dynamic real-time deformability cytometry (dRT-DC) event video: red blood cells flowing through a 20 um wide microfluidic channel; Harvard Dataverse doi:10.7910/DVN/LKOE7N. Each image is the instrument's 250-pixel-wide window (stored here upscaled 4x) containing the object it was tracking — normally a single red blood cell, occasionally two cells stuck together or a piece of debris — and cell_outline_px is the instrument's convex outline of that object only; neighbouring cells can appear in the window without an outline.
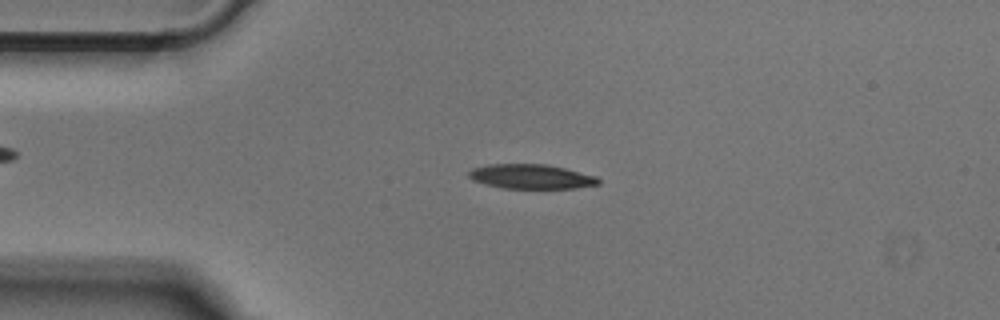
{"species": "Egyptian fruit bat (a non-hibernating species)", "species_latin": "Rousettus aegyptiacus", "temperature_condition": "cold", "stored_images_in_passage": 50, "camera_frame_rate_fps": 3000, "um_per_image_px": 0.085, "animal": {"sex": "male"}, "frame": {"image": 1, "passage_image": 11, "time_ms": 3.333, "image_size_px": [1000, 320], "cell_outline_px": [[600, 184], [576, 188], [500, 188], [484, 184], [472, 180], [468, 176], [468, 172], [472, 168], [488, 164], [548, 164], [596, 176], [600, 180]], "centroid_in_image_um": [45.12, 15.01], "position_along_channel_um": 39.9, "area_um2": 18.61}}
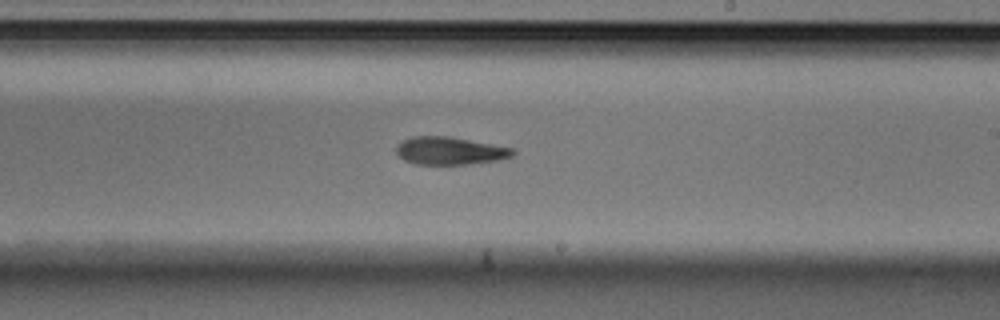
{"frame": {"image": 2, "passage_image": 29, "time_ms": 9.333, "image_size_px": [1000, 320], "cell_outline_px": [[516, 152], [512, 156], [500, 160], [468, 164], [416, 164], [404, 160], [396, 152], [396, 144], [412, 136], [448, 136], [516, 148]], "centroid_in_image_um": [38.27, 12.81], "position_along_channel_um": 250.7, "area_um2": 18.96}}
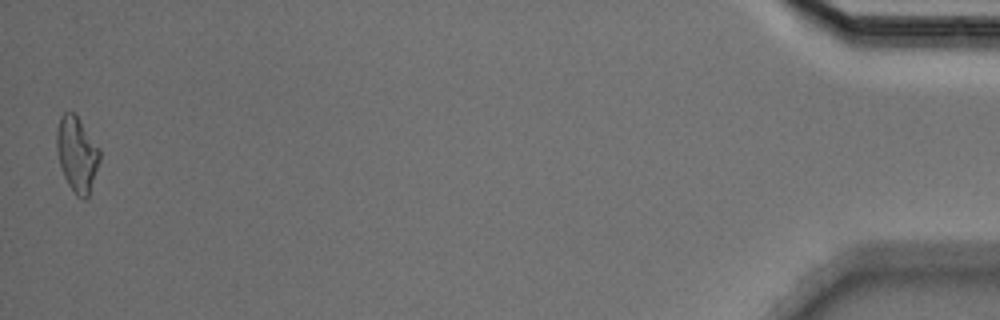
{"frame": {"image": 3, "passage_image": 50, "time_ms": 16.333, "image_size_px": [1000, 320], "cell_outline_px": [[100, 160], [88, 196], [84, 200], [76, 196], [68, 184], [64, 176], [56, 152], [56, 128], [60, 116], [64, 112], [76, 112], [100, 148]], "centroid_in_image_um": [6.53, 13.05], "position_along_channel_um": 428.7, "area_um2": 19.19}}